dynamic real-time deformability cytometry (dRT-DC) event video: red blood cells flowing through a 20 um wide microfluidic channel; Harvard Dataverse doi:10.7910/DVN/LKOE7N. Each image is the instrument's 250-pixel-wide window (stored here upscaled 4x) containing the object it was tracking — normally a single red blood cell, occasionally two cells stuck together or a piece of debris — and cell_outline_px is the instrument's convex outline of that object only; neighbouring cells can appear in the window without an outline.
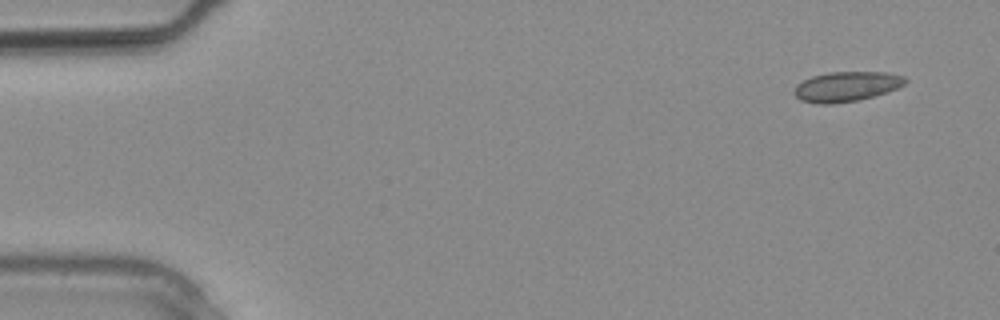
{"species": "common noctule bat (a hibernating species)", "species_latin": "Nyctalus noctula", "temperature_condition": "warm", "stored_images_in_passage": 28, "camera_frame_rate_fps": 3000, "um_per_image_px": 0.085, "animal": {"sex": "male", "body_mass_g": 20.4}, "frame": {"image": 1, "passage_image": 1, "time_ms": 0.0, "image_size_px": [1000, 320], "cell_outline_px": [[908, 80], [904, 84], [896, 88], [860, 100], [832, 104], [816, 104], [800, 100], [792, 92], [796, 84], [812, 76], [828, 72], [888, 72], [904, 76]], "centroid_in_image_um": [71.91, 7.35], "position_along_channel_um": 13.1, "area_um2": 19.42}}
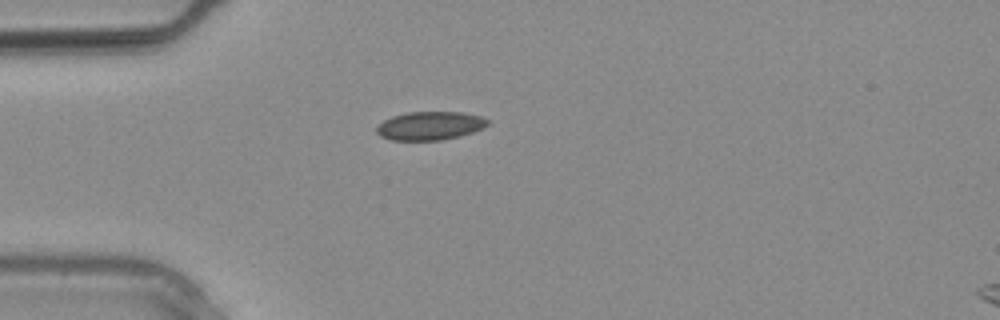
{"frame": {"image": 2, "passage_image": 7, "time_ms": 2.0, "image_size_px": [1000, 320], "cell_outline_px": [[492, 120], [484, 128], [460, 136], [440, 140], [392, 140], [380, 136], [376, 132], [376, 128], [384, 120], [392, 116], [408, 112], [464, 112], [480, 116]], "centroid_in_image_um": [36.58, 10.68], "position_along_channel_um": 48.4, "area_um2": 18.5}}